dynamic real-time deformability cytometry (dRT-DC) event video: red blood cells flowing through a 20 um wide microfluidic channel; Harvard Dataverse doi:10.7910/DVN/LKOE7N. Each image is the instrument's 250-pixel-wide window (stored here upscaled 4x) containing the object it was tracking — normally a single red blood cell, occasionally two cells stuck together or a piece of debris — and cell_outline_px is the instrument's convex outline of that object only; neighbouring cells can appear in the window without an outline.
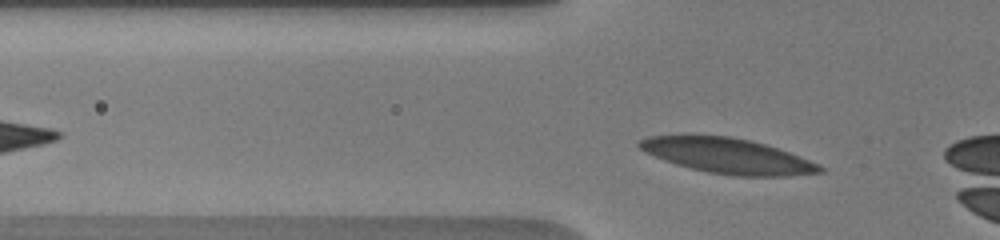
{"species": "human", "species_latin": "Homo sapiens", "temperature_condition": "warm", "stored_images_in_passage": 21, "camera_frame_rate_fps": 3000, "um_per_image_px": 0.085, "donor": {"sex": "male"}, "frame": {"image": 1, "passage_image": 4, "time_ms": 1.0, "image_size_px": [1000, 240], "cell_outline_px": [[828, 168], [824, 172], [784, 176], [732, 176], [708, 172], [676, 164], [664, 160], [644, 152], [636, 144], [640, 140], [648, 136], [732, 136], [752, 140], [788, 152], [820, 164]], "centroid_in_image_um": [61.89, 13.26], "position_along_channel_um": 63.9, "area_um2": 36.82}}
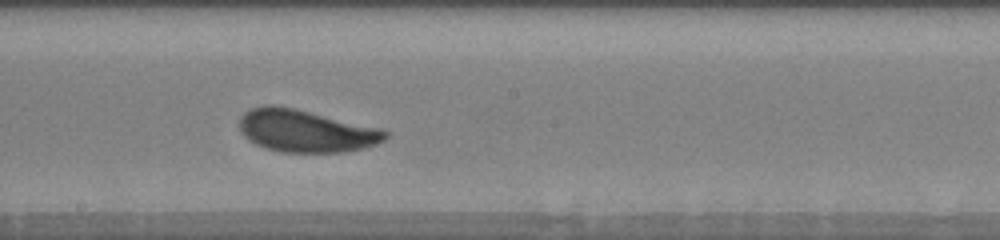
{"frame": {"image": 2, "passage_image": 15, "time_ms": 5.333, "image_size_px": [1000, 240], "cell_outline_px": [[388, 136], [384, 140], [376, 144], [364, 148], [344, 152], [280, 152], [264, 148], [248, 140], [240, 132], [240, 116], [244, 112], [252, 108], [264, 104], [272, 104], [292, 108], [380, 128], [388, 132]], "centroid_in_image_um": [25.95, 11.13], "position_along_channel_um": 222.2, "area_um2": 35.95}}
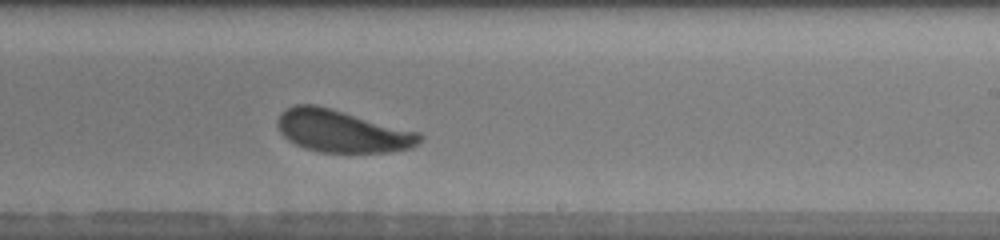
{"frame": {"image": 3, "passage_image": 18, "time_ms": 6.333, "image_size_px": [1000, 240], "cell_outline_px": [[424, 136], [412, 148], [388, 152], [320, 152], [304, 148], [288, 140], [280, 132], [276, 124], [276, 120], [280, 112], [296, 104], [316, 104], [332, 108], [420, 132]], "centroid_in_image_um": [29.06, 11.14], "position_along_channel_um": 259.9, "area_um2": 35.26}}